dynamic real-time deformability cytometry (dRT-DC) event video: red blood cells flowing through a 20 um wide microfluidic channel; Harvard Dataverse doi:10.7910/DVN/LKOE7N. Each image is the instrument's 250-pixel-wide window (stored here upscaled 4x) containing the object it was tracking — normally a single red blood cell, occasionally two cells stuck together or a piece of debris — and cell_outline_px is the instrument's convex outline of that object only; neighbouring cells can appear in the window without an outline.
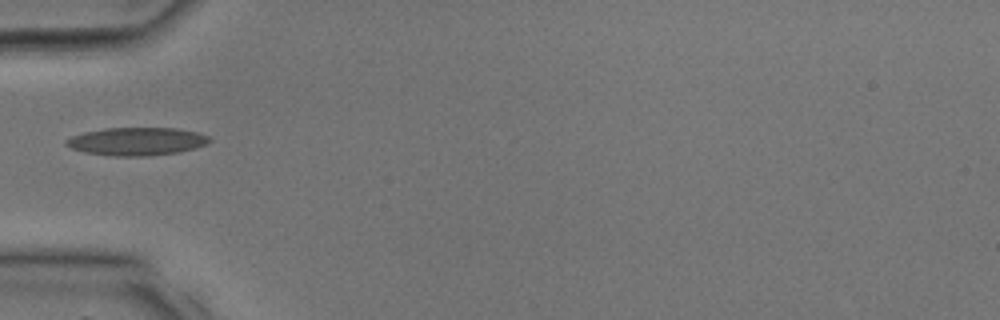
{"species": "common noctule bat (a hibernating species)", "species_latin": "Nyctalus noctula", "temperature_condition": "room temperature", "stored_images_in_passage": 23, "camera_frame_rate_fps": 3000, "um_per_image_px": 0.085, "animal": {"sex": "male", "body_mass_g": 17.9, "forearm_length_mm": 54.2}, "frame": {"image": 1, "passage_image": 1, "time_ms": 0.0, "image_size_px": [1000, 320], "cell_outline_px": [[212, 140], [208, 144], [196, 148], [180, 152], [148, 156], [112, 156], [84, 152], [72, 148], [64, 144], [64, 140], [72, 136], [84, 132], [104, 128], [176, 128], [196, 132], [208, 136]], "centroid_in_image_um": [11.63, 12.02], "position_along_channel_um": 73.4, "area_um2": 23.52}}
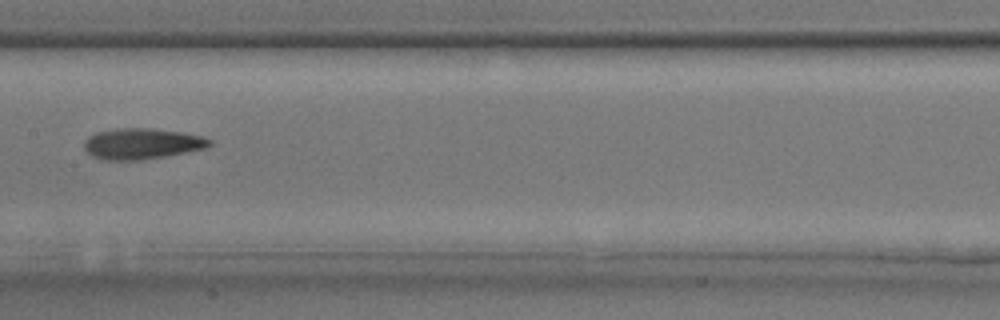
{"frame": {"image": 2, "passage_image": 7, "time_ms": 2.0, "image_size_px": [1000, 320], "cell_outline_px": [[212, 144], [208, 148], [164, 156], [140, 160], [104, 160], [92, 156], [84, 148], [84, 140], [88, 136], [96, 132], [120, 128], [152, 128], [184, 132], [204, 136], [212, 140]], "centroid_in_image_um": [12.09, 12.21], "position_along_channel_um": 195.3, "area_um2": 22.77}}
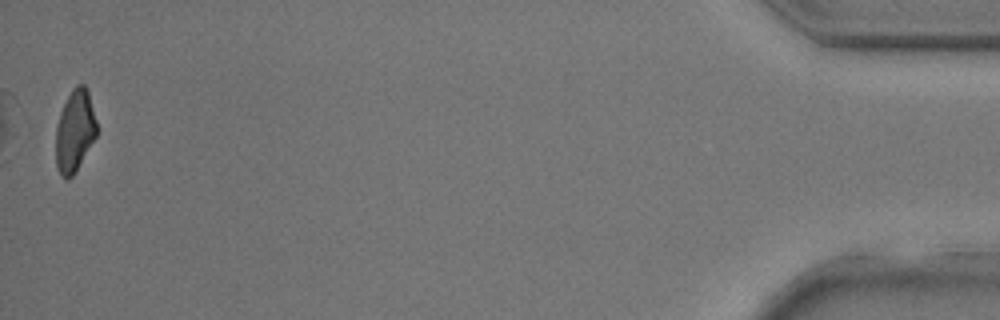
{"frame": {"image": 3, "passage_image": 23, "time_ms": 7.333, "image_size_px": [1000, 320], "cell_outline_px": [[96, 136], [72, 176], [68, 180], [64, 180], [60, 176], [56, 168], [56, 128], [60, 112], [72, 88], [76, 84], [84, 84], [88, 92], [96, 120]], "centroid_in_image_um": [6.33, 11.15], "position_along_channel_um": 428.9, "area_um2": 19.36}}